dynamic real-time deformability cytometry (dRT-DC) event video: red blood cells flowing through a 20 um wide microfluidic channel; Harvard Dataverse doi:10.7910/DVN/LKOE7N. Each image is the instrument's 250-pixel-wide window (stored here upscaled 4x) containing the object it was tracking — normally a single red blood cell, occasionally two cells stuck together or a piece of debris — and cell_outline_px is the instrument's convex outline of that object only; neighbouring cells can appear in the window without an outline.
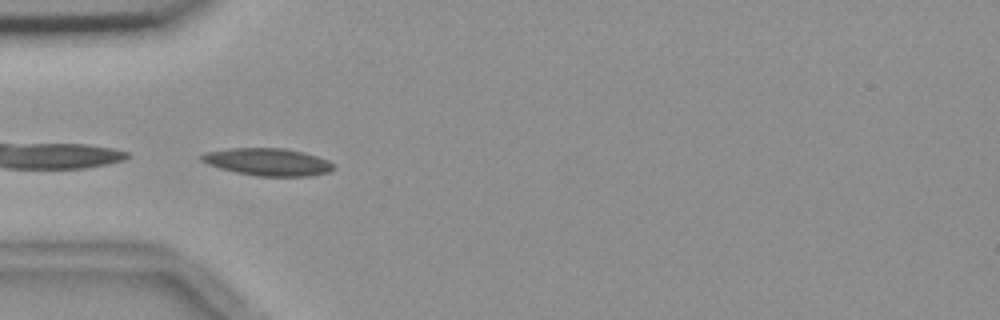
{"species": "common noctule bat (a hibernating species)", "species_latin": "Nyctalus noctula", "temperature_condition": "room temperature", "stored_images_in_passage": 11, "camera_frame_rate_fps": 3000, "um_per_image_px": 0.085, "animal": {"sex": "female", "body_mass_g": 18.4}, "frame": {"image": 1, "passage_image": 1, "time_ms": 0.0, "image_size_px": [1000, 320], "cell_outline_px": [[336, 168], [332, 172], [308, 176], [256, 176], [236, 172], [220, 168], [208, 164], [200, 160], [200, 156], [204, 152], [228, 148], [284, 148], [304, 152], [328, 160], [336, 164]], "centroid_in_image_um": [22.8, 13.76], "position_along_channel_um": 62.2, "area_um2": 21.33}}
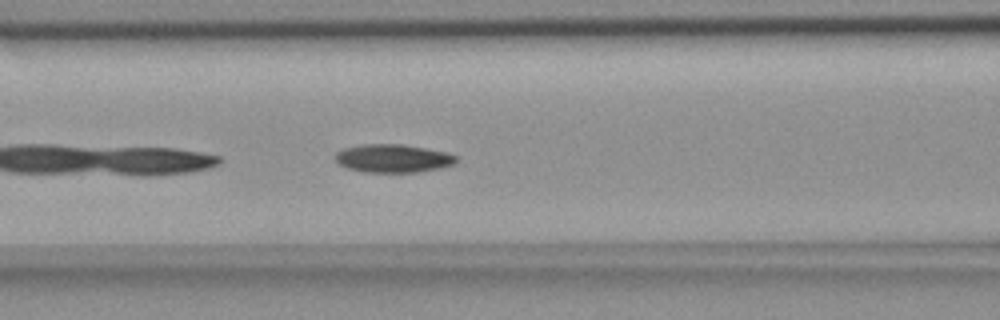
{"frame": {"image": 2, "passage_image": 7, "time_ms": 2.0, "image_size_px": [1000, 320], "cell_outline_px": [[456, 164], [440, 168], [416, 172], [364, 172], [348, 168], [340, 164], [336, 160], [336, 152], [344, 148], [360, 144], [404, 144], [448, 152], [456, 156]], "centroid_in_image_um": [33.43, 13.45], "position_along_channel_um": 133.2, "area_um2": 19.94}}